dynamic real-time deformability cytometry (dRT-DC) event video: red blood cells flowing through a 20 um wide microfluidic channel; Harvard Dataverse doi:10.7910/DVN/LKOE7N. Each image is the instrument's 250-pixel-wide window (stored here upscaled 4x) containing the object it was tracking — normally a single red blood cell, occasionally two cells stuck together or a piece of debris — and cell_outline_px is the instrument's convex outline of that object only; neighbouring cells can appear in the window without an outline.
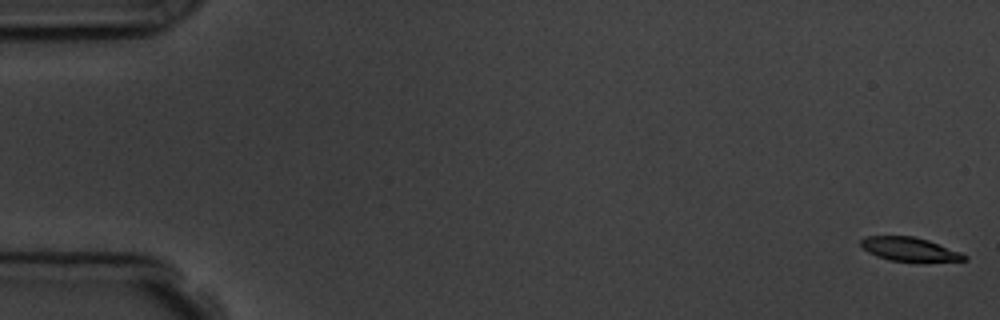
{"species": "common noctule bat (a hibernating species)", "species_latin": "Nyctalus noctula", "temperature_condition": "room temperature", "stored_images_in_passage": 11, "camera_frame_rate_fps": 3000, "um_per_image_px": 0.085, "animal": {"sex": "male", "body_mass_g": 19.5, "forearm_length_mm": 54.6}, "frame": {"image": 1, "passage_image": 1, "time_ms": 0.0, "image_size_px": [1000, 320], "cell_outline_px": [[968, 260], [888, 260], [876, 256], [868, 252], [860, 244], [860, 240], [864, 236], [912, 236], [928, 240], [960, 252], [968, 256]], "centroid_in_image_um": [77.25, 21.15], "position_along_channel_um": 7.8, "area_um2": 13.87}}